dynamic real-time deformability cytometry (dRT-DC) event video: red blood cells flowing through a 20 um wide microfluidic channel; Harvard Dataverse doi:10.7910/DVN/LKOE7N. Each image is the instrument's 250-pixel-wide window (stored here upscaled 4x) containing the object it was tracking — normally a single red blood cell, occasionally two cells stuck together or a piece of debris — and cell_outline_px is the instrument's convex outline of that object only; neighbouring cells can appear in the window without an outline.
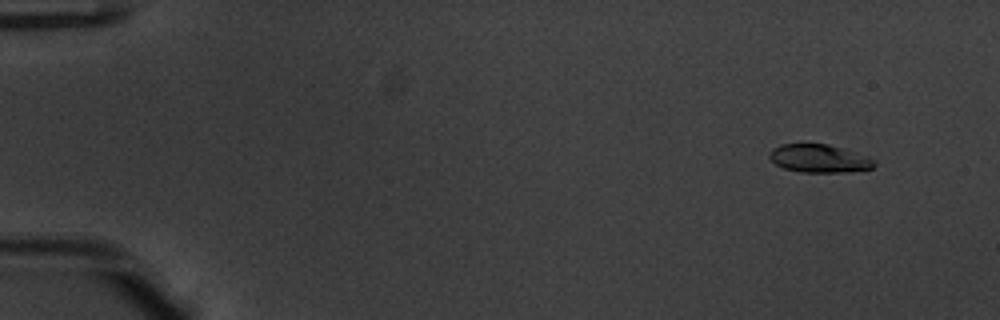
{"species": "common noctule bat (a hibernating species)", "species_latin": "Nyctalus noctula", "temperature_condition": "warm", "stored_images_in_passage": 52, "camera_frame_rate_fps": 3000, "um_per_image_px": 0.085, "animal": {"sex": "male", "body_mass_g": 20.1, "forearm_length_mm": 53.5}, "frame": {"image": 1, "passage_image": 2, "time_ms": 0.333, "image_size_px": [1000, 320], "cell_outline_px": [[876, 164], [872, 168], [848, 172], [800, 172], [784, 168], [776, 164], [768, 156], [768, 152], [772, 148], [780, 144], [828, 144], [844, 148], [868, 156], [876, 160]], "centroid_in_image_um": [69.64, 13.46], "position_along_channel_um": 15.4, "area_um2": 17.34}}
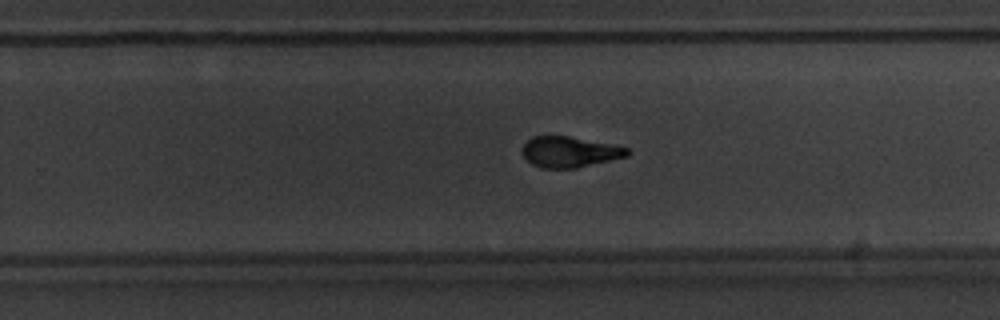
{"frame": {"image": 2, "passage_image": 33, "time_ms": 10.667, "image_size_px": [1000, 320], "cell_outline_px": [[632, 152], [628, 156], [576, 168], [540, 168], [532, 164], [520, 152], [520, 148], [532, 136], [568, 136], [612, 144], [628, 148]], "centroid_in_image_um": [48.4, 12.91], "position_along_channel_um": 281.4, "area_um2": 18.9}}
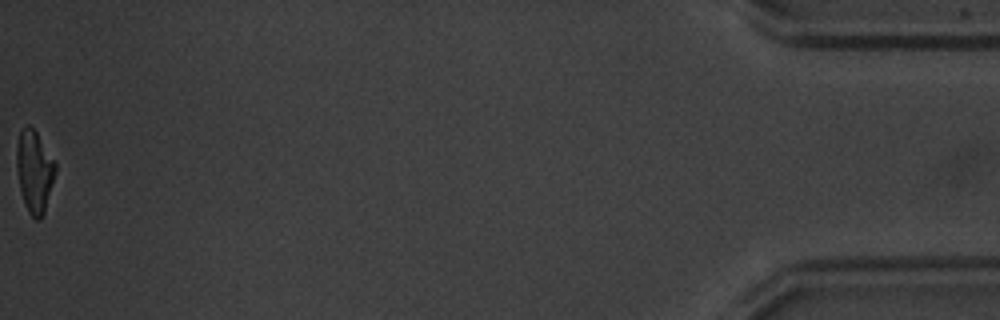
{"frame": {"image": 3, "passage_image": 52, "time_ms": 17.0, "image_size_px": [1000, 320], "cell_outline_px": [[56, 168], [44, 212], [40, 220], [36, 220], [28, 212], [24, 204], [20, 188], [16, 164], [16, 144], [20, 132], [28, 124], [36, 132], [56, 164]], "centroid_in_image_um": [2.9, 14.57], "position_along_channel_um": 432.3, "area_um2": 18.15}, "authors_computed_cell_mechanics": {"area_um2": 19.2474, "velocity_mm_per_s": 3.814, "shape_relaxation_time_tau1_ms": 2.8244, "shape_relaxation_time_tau2_ms": 1.9195, "deformation_change_tau1": 0.1814, "deformation_change_tau2": 0.0513}}